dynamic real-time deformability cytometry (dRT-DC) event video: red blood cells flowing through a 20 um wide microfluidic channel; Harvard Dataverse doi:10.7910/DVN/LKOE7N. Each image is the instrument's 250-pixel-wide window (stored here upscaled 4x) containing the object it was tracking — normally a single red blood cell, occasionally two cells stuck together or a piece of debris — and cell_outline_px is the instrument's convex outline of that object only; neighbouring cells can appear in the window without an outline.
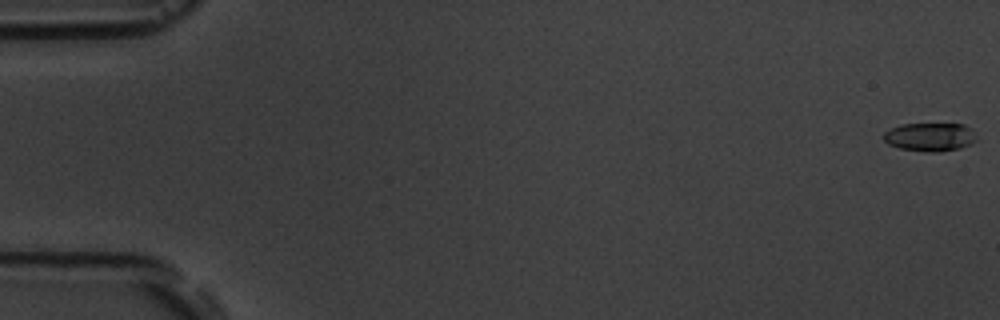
{"species": "common noctule bat (a hibernating species)", "species_latin": "Nyctalus noctula", "temperature_condition": "room temperature", "stored_images_in_passage": 6, "camera_frame_rate_fps": 3000, "um_per_image_px": 0.085, "animal": {"sex": "male", "body_mass_g": 19.5, "forearm_length_mm": 54.6}, "frame": {"image": 1, "passage_image": 1, "time_ms": 0.0, "image_size_px": [1000, 320], "cell_outline_px": [[976, 140], [972, 144], [960, 148], [936, 152], [928, 152], [900, 148], [888, 144], [884, 140], [884, 132], [900, 124], [964, 124], [972, 128]], "centroid_in_image_um": [79.06, 11.64], "position_along_channel_um": 5.9, "area_um2": 15.37}}
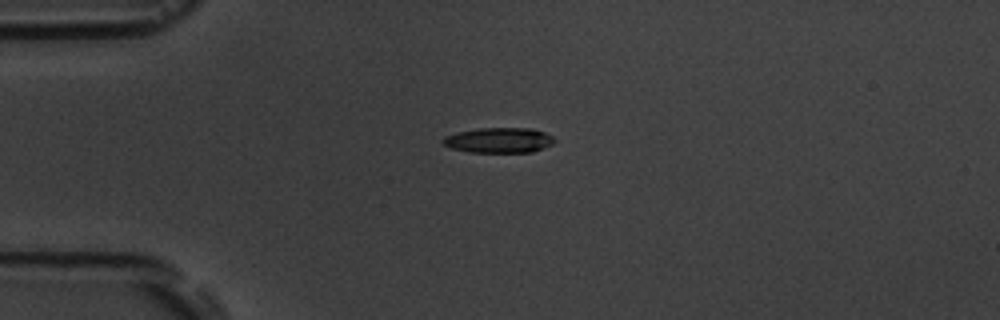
{"frame": {"image": 2, "passage_image": 5, "time_ms": 4.667, "image_size_px": [1000, 320], "cell_outline_px": [[556, 140], [552, 144], [544, 148], [532, 152], [468, 152], [452, 148], [444, 144], [440, 140], [444, 136], [456, 132], [480, 128], [532, 128], [544, 132], [552, 136]], "centroid_in_image_um": [42.4, 11.91], "position_along_channel_um": 42.6, "area_um2": 16.47}}